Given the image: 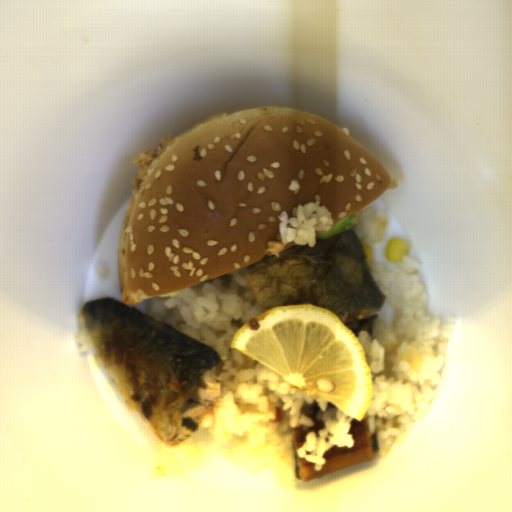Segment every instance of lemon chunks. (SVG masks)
<instances>
[{
    "label": "lemon chunks",
    "instance_id": "lemon-chunks-1",
    "mask_svg": "<svg viewBox=\"0 0 512 512\" xmlns=\"http://www.w3.org/2000/svg\"><path fill=\"white\" fill-rule=\"evenodd\" d=\"M230 348L360 421L368 410L367 357L356 334L327 309L309 303L272 308L241 326Z\"/></svg>",
    "mask_w": 512,
    "mask_h": 512
}]
</instances>
